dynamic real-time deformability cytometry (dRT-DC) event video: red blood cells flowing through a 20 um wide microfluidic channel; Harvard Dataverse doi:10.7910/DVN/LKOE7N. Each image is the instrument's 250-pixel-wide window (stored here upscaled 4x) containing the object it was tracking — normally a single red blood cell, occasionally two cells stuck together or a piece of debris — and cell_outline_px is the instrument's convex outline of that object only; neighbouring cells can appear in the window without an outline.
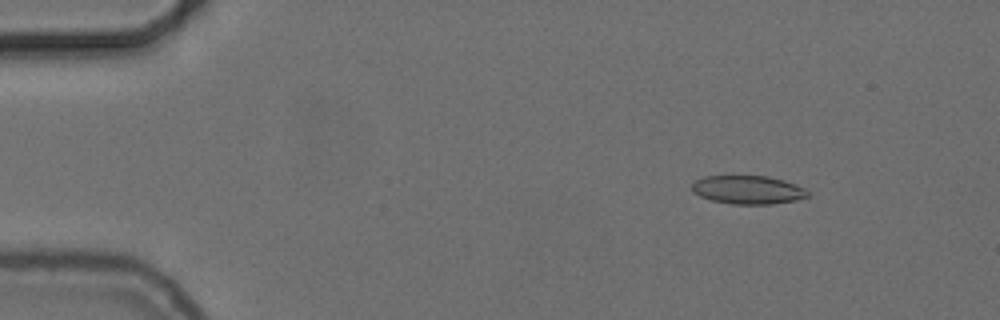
{"species": "common noctule bat (a hibernating species)", "species_latin": "Nyctalus noctula", "temperature_condition": "cold", "stored_images_in_passage": 51, "camera_frame_rate_fps": 3000, "um_per_image_px": 0.085, "animal": {"sex": "female", "body_mass_g": 24.6, "forearm_length_mm": 56.2}, "frame": {"image": 1, "passage_image": 3, "time_ms": 0.667, "image_size_px": [1000, 320], "cell_outline_px": [[808, 196], [796, 200], [772, 204], [732, 204], [712, 200], [700, 196], [692, 192], [692, 184], [696, 180], [704, 176], [768, 176], [784, 180], [796, 184], [804, 188], [808, 192]], "centroid_in_image_um": [63.57, 16.13], "position_along_channel_um": 21.4, "area_um2": 19.19}}
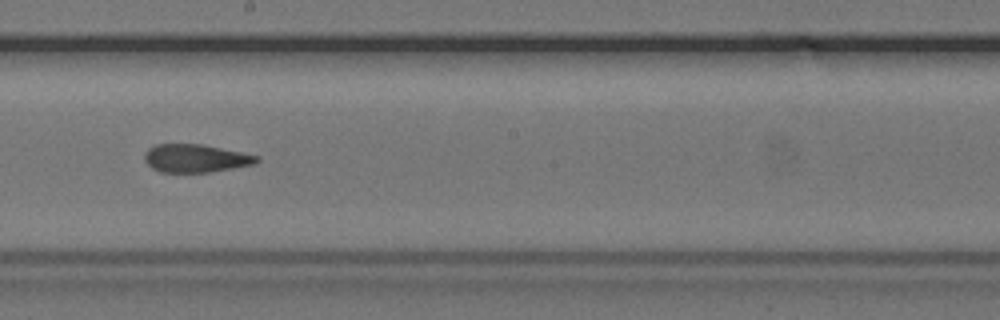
{"frame": {"image": 2, "passage_image": 27, "time_ms": 8.667, "image_size_px": [1000, 320], "cell_outline_px": [[260, 160], [256, 164], [208, 172], [160, 172], [152, 168], [144, 160], [144, 152], [148, 148], [156, 144], [200, 144], [260, 156]], "centroid_in_image_um": [16.61, 13.45], "position_along_channel_um": 231.6, "area_um2": 18.32}}
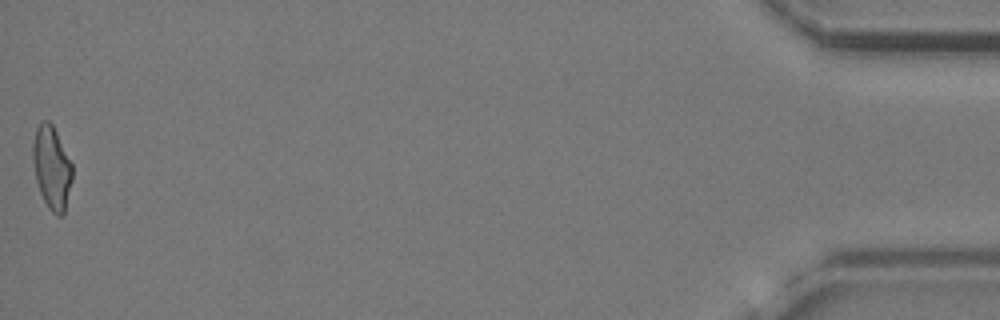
{"frame": {"image": 3, "passage_image": 51, "time_ms": 16.667, "image_size_px": [1000, 320], "cell_outline_px": [[72, 180], [64, 212], [60, 216], [56, 216], [48, 208], [40, 192], [36, 180], [32, 160], [32, 144], [36, 128], [40, 120], [48, 120], [52, 124], [72, 164]], "centroid_in_image_um": [4.38, 14.23], "position_along_channel_um": 430.8, "area_um2": 19.07}, "authors_computed_cell_mechanics": {"area_um2": 19.074, "velocity_mm_per_s": 3.7149, "shape_relaxation_time_tau1_ms": null, "shape_relaxation_time_tau2_ms": 2.5282, "deformation_change_tau1": null, "deformation_change_tau2": 0.1024}}